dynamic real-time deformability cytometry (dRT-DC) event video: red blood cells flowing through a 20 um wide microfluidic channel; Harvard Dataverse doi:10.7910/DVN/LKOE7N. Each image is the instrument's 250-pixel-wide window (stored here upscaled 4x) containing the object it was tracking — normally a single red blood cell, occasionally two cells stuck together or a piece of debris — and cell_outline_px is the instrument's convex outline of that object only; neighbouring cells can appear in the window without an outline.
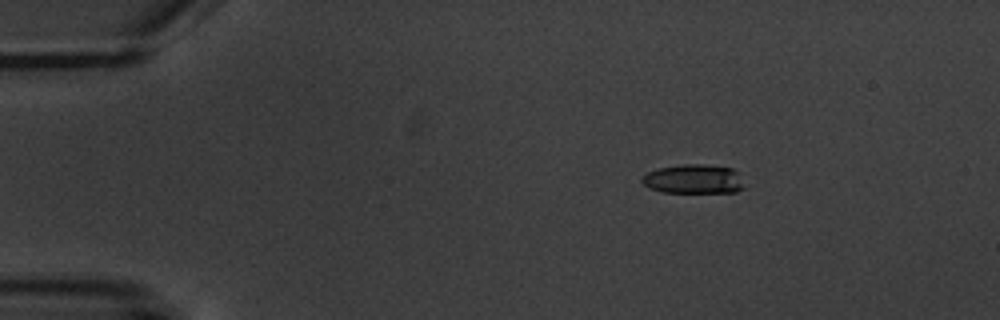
{"species": "common noctule bat (a hibernating species)", "species_latin": "Nyctalus noctula", "temperature_condition": "warm", "stored_images_in_passage": 7, "camera_frame_rate_fps": 3000, "um_per_image_px": 0.085, "animal": {"sex": "male", "body_mass_g": 20.1, "forearm_length_mm": 53.5}, "frame": {"image": 1, "passage_image": 2, "time_ms": 1.333, "image_size_px": [1000, 320], "cell_outline_px": [[744, 188], [736, 192], [664, 192], [648, 188], [640, 180], [648, 172], [660, 168], [680, 164], [700, 164], [732, 168], [736, 172]], "centroid_in_image_um": [58.92, 15.22], "position_along_channel_um": 26.1, "area_um2": 17.17}}